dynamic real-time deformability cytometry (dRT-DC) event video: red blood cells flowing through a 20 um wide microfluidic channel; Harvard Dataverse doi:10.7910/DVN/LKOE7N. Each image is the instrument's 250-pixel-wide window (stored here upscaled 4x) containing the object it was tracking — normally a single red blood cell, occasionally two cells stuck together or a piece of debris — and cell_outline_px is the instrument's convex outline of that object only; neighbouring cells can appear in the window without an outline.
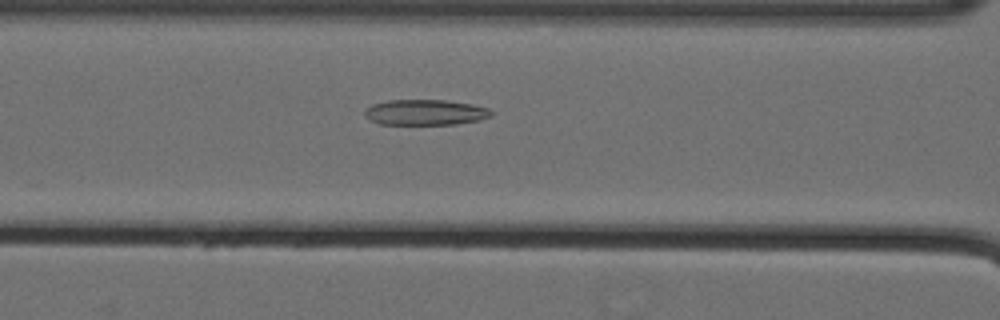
{"species": "Egyptian fruit bat (a non-hibernating species)", "species_latin": "Rousettus aegyptiacus", "temperature_condition": "cold", "stored_images_in_passage": 60, "camera_frame_rate_fps": 3000, "um_per_image_px": 0.085, "animal": {"sex": "female"}, "frame": {"image": 1, "passage_image": 29, "time_ms": 9.333, "image_size_px": [1000, 320], "cell_outline_px": [[492, 116], [480, 120], [456, 124], [380, 124], [368, 120], [364, 116], [364, 108], [372, 104], [388, 100], [448, 100], [472, 104], [488, 108], [492, 112]], "centroid_in_image_um": [36.11, 9.55], "position_along_channel_um": 130.5, "area_um2": 19.07}}
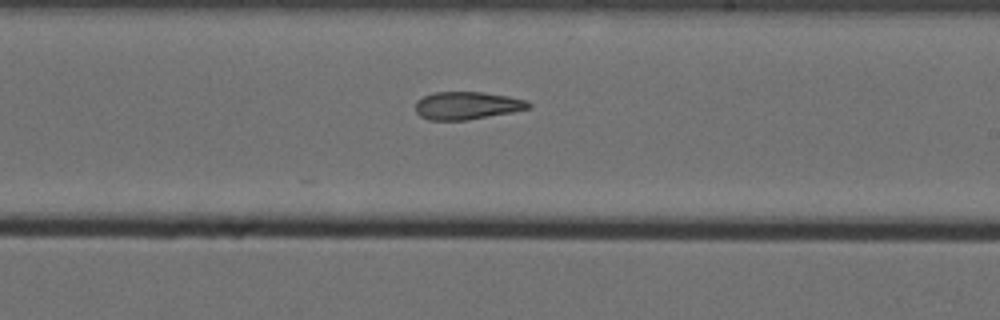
{"frame": {"image": 2, "passage_image": 39, "time_ms": 12.667, "image_size_px": [1000, 320], "cell_outline_px": [[532, 104], [528, 108], [512, 112], [468, 120], [428, 120], [420, 116], [416, 112], [416, 100], [424, 96], [436, 92], [484, 92], [508, 96], [528, 100]], "centroid_in_image_um": [39.7, 8.97], "position_along_channel_um": 249.3, "area_um2": 18.32}}
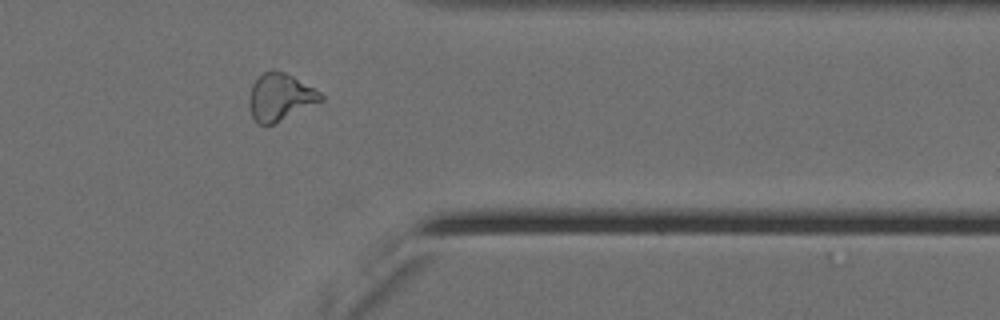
{"frame": {"image": 3, "passage_image": 51, "time_ms": 16.667, "image_size_px": [1000, 320], "cell_outline_px": [[324, 100], [276, 124], [256, 124], [252, 116], [248, 104], [248, 96], [252, 84], [264, 72], [272, 68], [284, 72], [292, 76], [320, 92], [324, 96]], "centroid_in_image_um": [23.79, 8.27], "position_along_channel_um": 387.6, "area_um2": 19.94}, "authors_computed_cell_mechanics": {"area_um2": 21.4727, "velocity_mm_per_s": 3.5715, "shape_relaxation_time_tau1_ms": null, "shape_relaxation_time_tau2_ms": 4.4087, "deformation_change_tau1": null, "deformation_change_tau2": 0.1324}}